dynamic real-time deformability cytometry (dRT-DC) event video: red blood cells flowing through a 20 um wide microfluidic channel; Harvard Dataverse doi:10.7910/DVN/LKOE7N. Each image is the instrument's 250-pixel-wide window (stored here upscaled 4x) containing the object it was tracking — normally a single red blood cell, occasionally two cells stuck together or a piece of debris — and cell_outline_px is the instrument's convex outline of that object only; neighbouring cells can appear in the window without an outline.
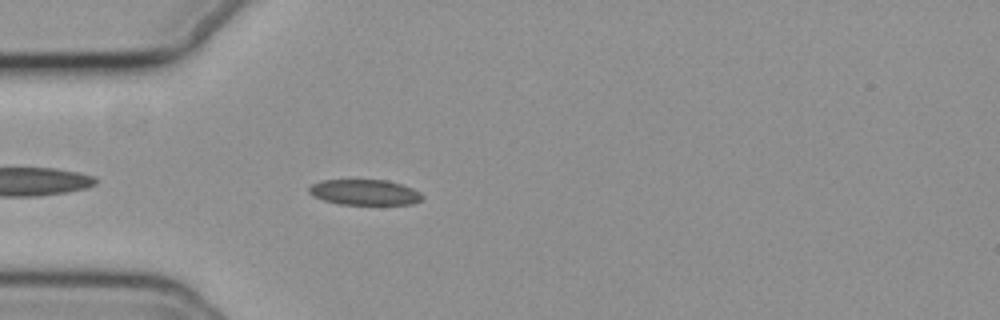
{"species": "common noctule bat (a hibernating species)", "species_latin": "Nyctalus noctula", "temperature_condition": "cold", "stored_images_in_passage": 43, "camera_frame_rate_fps": 3000, "um_per_image_px": 0.085, "animal": {"sex": "female", "body_mass_g": 19.3, "forearm_length_mm": 54.1}, "frame": {"image": 1, "passage_image": 4, "time_ms": 1.0, "image_size_px": [1000, 320], "cell_outline_px": [[424, 196], [420, 200], [412, 204], [340, 204], [324, 200], [312, 196], [308, 192], [308, 188], [312, 184], [320, 180], [388, 180], [412, 188], [420, 192]], "centroid_in_image_um": [30.97, 16.34], "position_along_channel_um": 54.0, "area_um2": 16.82}}
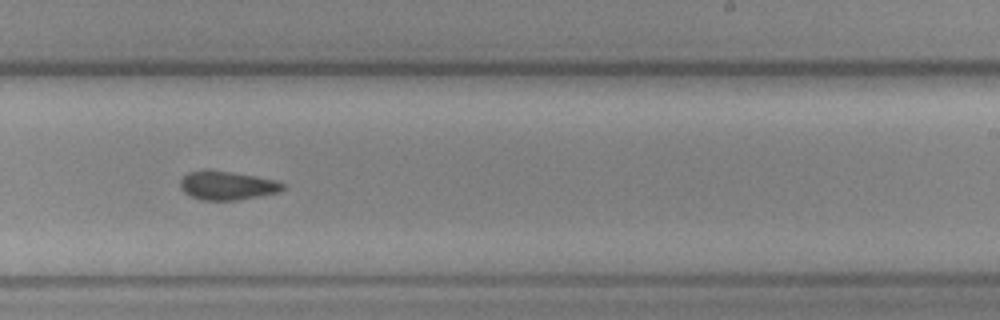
{"frame": {"image": 2, "passage_image": 22, "time_ms": 7.0, "image_size_px": [1000, 320], "cell_outline_px": [[284, 188], [280, 192], [236, 200], [200, 200], [184, 192], [180, 188], [180, 180], [188, 172], [228, 172], [256, 176], [272, 180], [284, 184]], "centroid_in_image_um": [19.31, 15.8], "position_along_channel_um": 269.7, "area_um2": 16.53}}
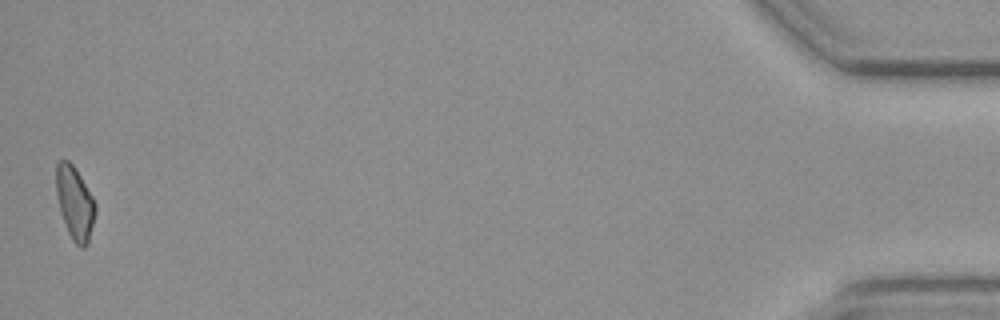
{"frame": {"image": 3, "passage_image": 43, "time_ms": 14.0, "image_size_px": [1000, 320], "cell_outline_px": [[96, 212], [88, 244], [84, 248], [80, 248], [72, 240], [68, 232], [60, 212], [56, 192], [56, 164], [60, 160], [68, 160], [72, 164], [80, 176], [92, 196], [96, 204]], "centroid_in_image_um": [6.36, 17.28], "position_along_channel_um": 428.8, "area_um2": 16.7}}